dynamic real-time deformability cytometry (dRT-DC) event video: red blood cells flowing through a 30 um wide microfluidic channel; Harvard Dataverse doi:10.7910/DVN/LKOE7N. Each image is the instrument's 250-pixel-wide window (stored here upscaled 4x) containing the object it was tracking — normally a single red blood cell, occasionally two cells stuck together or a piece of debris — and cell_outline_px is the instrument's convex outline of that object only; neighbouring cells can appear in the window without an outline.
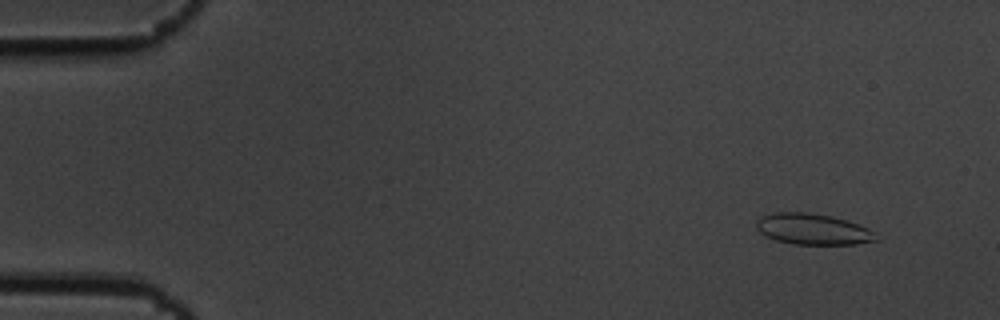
{"species": "common noctule bat (a hibernating species)", "species_latin": "Nyctalus noctula", "temperature_condition": "cold", "stored_images_in_passage": 14, "camera_frame_rate_fps": 3000, "um_per_image_px": 0.085, "animal": {"sex": "male", "body_mass_g": 19.5, "forearm_length_mm": 54.6}, "frame": {"image": 1, "passage_image": 5, "time_ms": 1.333, "image_size_px": [1000, 320], "cell_outline_px": [[880, 240], [856, 244], [792, 244], [776, 240], [764, 236], [756, 228], [756, 220], [760, 216], [776, 212], [808, 212], [832, 216], [848, 220], [868, 228], [880, 236]], "centroid_in_image_um": [69.11, 19.48], "position_along_channel_um": 15.9, "area_um2": 21.96}}